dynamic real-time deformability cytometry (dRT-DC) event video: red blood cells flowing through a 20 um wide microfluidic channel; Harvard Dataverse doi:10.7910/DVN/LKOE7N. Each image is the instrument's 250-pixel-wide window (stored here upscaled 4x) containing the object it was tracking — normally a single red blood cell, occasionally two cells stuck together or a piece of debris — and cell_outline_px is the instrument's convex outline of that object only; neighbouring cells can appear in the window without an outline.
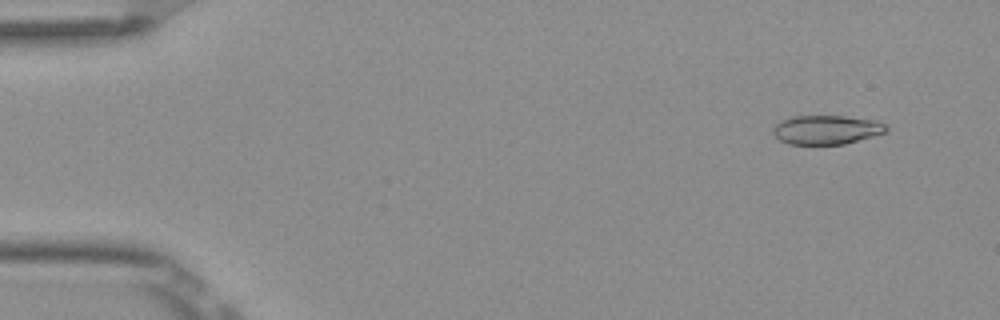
{"species": "Egyptian fruit bat (a non-hibernating species)", "species_latin": "Rousettus aegyptiacus", "temperature_condition": "room temperature", "stored_images_in_passage": 52, "camera_frame_rate_fps": 3000, "um_per_image_px": 0.085, "frame": {"image": 1, "passage_image": 4, "time_ms": 1.0, "image_size_px": [1000, 320], "cell_outline_px": [[888, 132], [844, 144], [788, 144], [780, 140], [772, 132], [772, 128], [780, 120], [792, 116], [844, 116], [876, 120], [884, 124], [888, 128]], "centroid_in_image_um": [70.25, 11.02], "position_along_channel_um": 14.8, "area_um2": 19.25}}
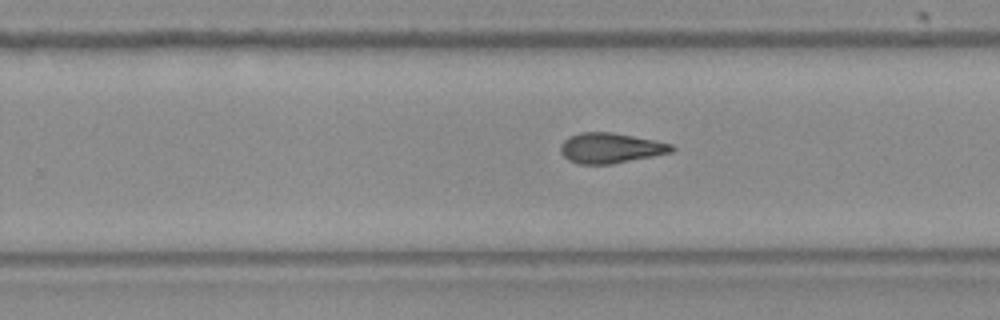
{"frame": {"image": 2, "passage_image": 33, "time_ms": 10.667, "image_size_px": [1000, 320], "cell_outline_px": [[676, 148], [672, 152], [612, 164], [576, 164], [568, 160], [560, 152], [560, 144], [568, 136], [580, 132], [612, 132], [672, 144]], "centroid_in_image_um": [51.84, 12.58], "position_along_channel_um": 278.0, "area_um2": 19.59}}
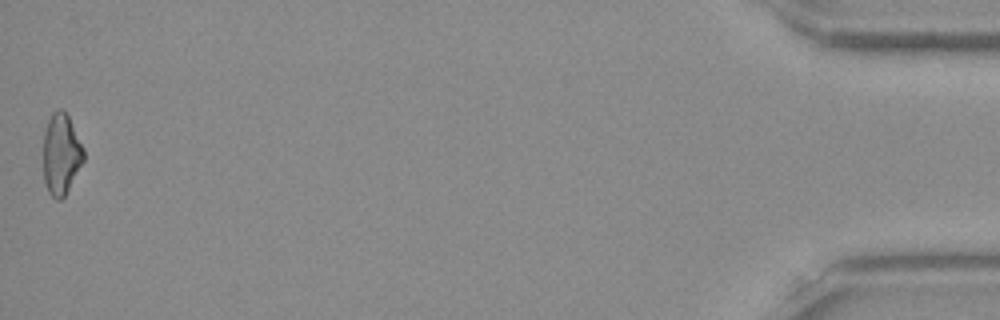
{"frame": {"image": 3, "passage_image": 52, "time_ms": 17.0, "image_size_px": [1000, 320], "cell_outline_px": [[84, 160], [64, 196], [60, 200], [56, 200], [48, 192], [44, 180], [44, 132], [48, 120], [52, 112], [56, 108], [60, 108], [68, 116], [84, 148]], "centroid_in_image_um": [5.19, 13.09], "position_along_channel_um": 430.0, "area_um2": 18.9}, "authors_computed_cell_mechanics": {"area_um2": 19.652, "velocity_mm_per_s": 3.8925, "shape_relaxation_time_tau1_ms": null, "shape_relaxation_time_tau2_ms": 5.4649, "deformation_change_tau1": null, "deformation_change_tau2": 0.1444}}